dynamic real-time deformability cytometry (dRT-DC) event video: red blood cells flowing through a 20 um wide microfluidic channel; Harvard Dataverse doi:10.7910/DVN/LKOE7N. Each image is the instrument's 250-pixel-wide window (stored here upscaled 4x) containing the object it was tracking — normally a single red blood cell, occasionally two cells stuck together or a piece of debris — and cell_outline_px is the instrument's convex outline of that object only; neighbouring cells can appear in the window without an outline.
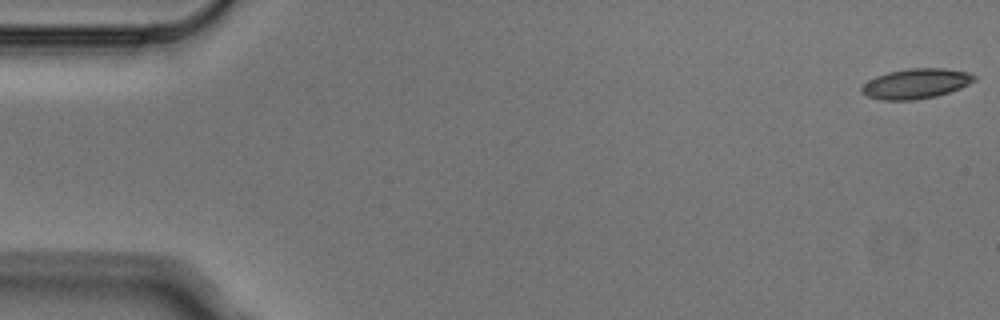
{"species": "Egyptian fruit bat (a non-hibernating species)", "species_latin": "Rousettus aegyptiacus", "temperature_condition": "cold", "stored_images_in_passage": 4, "camera_frame_rate_fps": 3000, "um_per_image_px": 0.085, "animal": {"sex": "male"}, "frame": {"image": 1, "passage_image": 1, "time_ms": 0.0, "image_size_px": [1000, 320], "cell_outline_px": [[976, 80], [960, 88], [936, 96], [912, 100], [884, 100], [868, 96], [860, 92], [860, 88], [868, 80], [876, 76], [888, 72], [908, 68], [944, 68], [968, 72], [976, 76]], "centroid_in_image_um": [77.84, 7.1], "position_along_channel_um": 7.2, "area_um2": 19.65}}
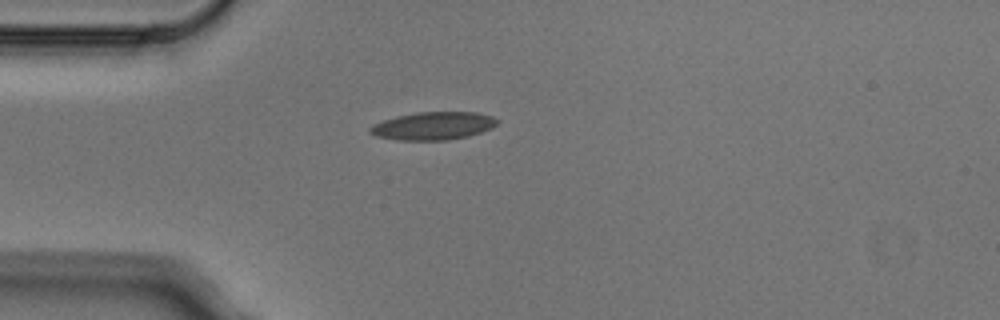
{"frame": {"image": 2, "passage_image": 4, "time_ms": 1.0, "image_size_px": [1000, 320], "cell_outline_px": [[500, 120], [492, 128], [468, 136], [448, 140], [396, 140], [376, 136], [368, 132], [368, 128], [372, 124], [396, 116], [416, 112], [476, 112], [492, 116]], "centroid_in_image_um": [36.8, 10.7], "position_along_channel_um": 48.2, "area_um2": 20.81}}